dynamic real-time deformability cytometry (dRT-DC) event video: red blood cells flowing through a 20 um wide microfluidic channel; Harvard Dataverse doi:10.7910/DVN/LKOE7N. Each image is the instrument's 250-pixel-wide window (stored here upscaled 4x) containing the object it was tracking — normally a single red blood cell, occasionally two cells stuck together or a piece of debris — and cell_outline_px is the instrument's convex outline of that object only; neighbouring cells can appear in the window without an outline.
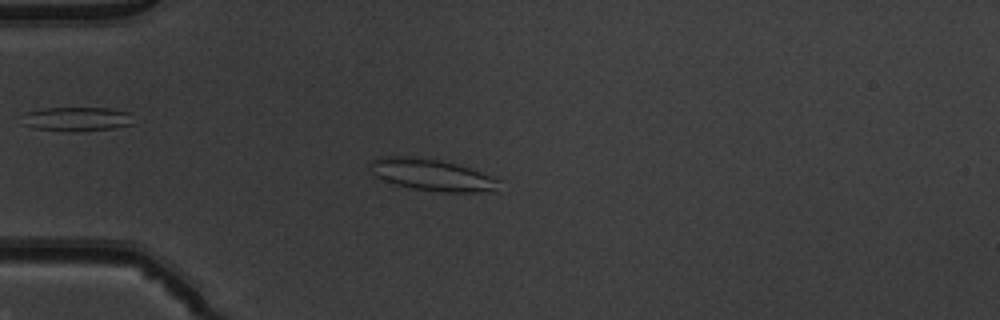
{"species": "common noctule bat (a hibernating species)", "species_latin": "Nyctalus noctula", "temperature_condition": "warm", "stored_images_in_passage": 41, "camera_frame_rate_fps": 3000, "um_per_image_px": 0.085, "animal": {"sex": "male", "body_mass_g": 19.5, "forearm_length_mm": 54.6}, "frame": {"image": 1, "passage_image": 3, "time_ms": 0.667, "image_size_px": [1000, 320], "cell_outline_px": [[500, 180], [496, 192], [440, 192], [412, 188], [396, 184], [384, 180], [376, 176], [372, 172], [368, 164], [372, 160], [380, 156], [408, 156], [440, 160], [456, 164], [496, 176]], "centroid_in_image_um": [36.75, 14.87], "position_along_channel_um": 48.2, "area_um2": 24.04}}
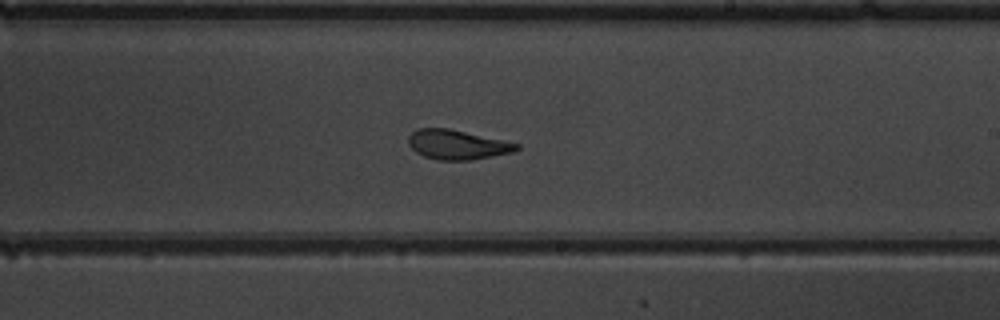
{"frame": {"image": 2, "passage_image": 20, "time_ms": 6.333, "image_size_px": [1000, 320], "cell_outline_px": [[520, 148], [512, 152], [472, 160], [436, 160], [424, 156], [416, 152], [408, 144], [408, 136], [416, 128], [448, 128], [504, 140], [520, 144]], "centroid_in_image_um": [38.85, 12.29], "position_along_channel_um": 250.2, "area_um2": 18.67}}
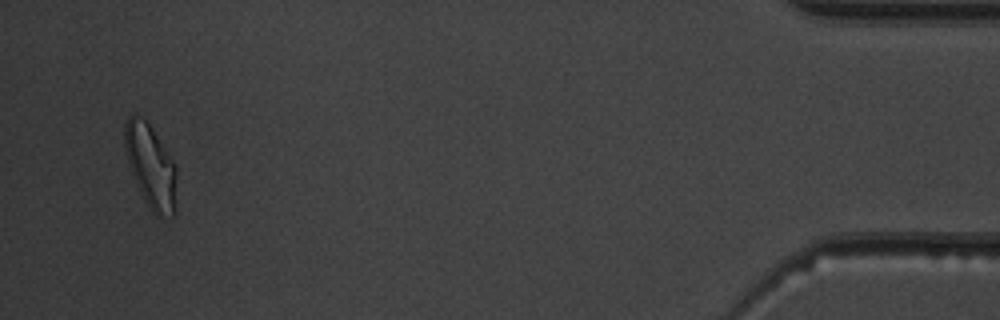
{"frame": {"image": 3, "passage_image": 39, "time_ms": 12.667, "image_size_px": [1000, 320], "cell_outline_px": [[176, 212], [172, 216], [156, 216], [152, 212], [144, 200], [132, 172], [128, 160], [124, 144], [124, 124], [128, 116], [136, 112], [152, 128], [176, 164]], "centroid_in_image_um": [12.83, 14.13], "position_along_channel_um": 422.4, "area_um2": 25.32}, "authors_computed_cell_mechanics": {"area_um2": 19.1318, "velocity_mm_per_s": 3.8881, "shape_relaxation_time_tau1_ms": null, "shape_relaxation_time_tau2_ms": 1.684, "deformation_change_tau1": null, "deformation_change_tau2": 0.1015}}